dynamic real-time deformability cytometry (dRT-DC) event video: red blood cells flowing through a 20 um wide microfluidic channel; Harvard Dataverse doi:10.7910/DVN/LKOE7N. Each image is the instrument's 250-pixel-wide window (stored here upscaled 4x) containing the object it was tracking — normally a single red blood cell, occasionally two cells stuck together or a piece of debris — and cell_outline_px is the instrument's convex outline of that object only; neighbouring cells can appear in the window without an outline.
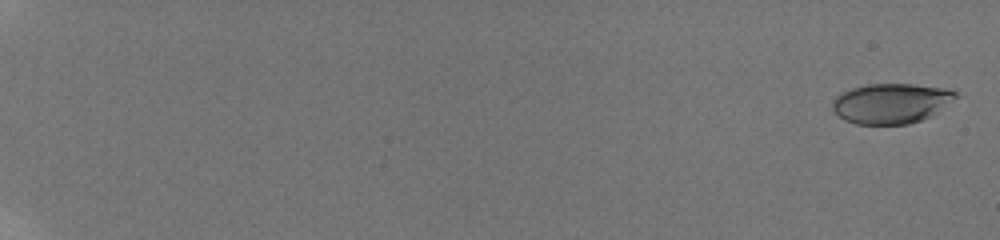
{"species": "human", "species_latin": "Homo sapiens", "temperature_condition": "room temperature", "stored_images_in_passage": 36, "camera_frame_rate_fps": 3000, "um_per_image_px": 0.085, "donor": {"sex": "male"}, "frame": {"image": 1, "passage_image": 3, "time_ms": 0.333, "image_size_px": [1000, 240], "cell_outline_px": [[956, 96], [928, 116], [920, 120], [908, 124], [856, 124], [844, 120], [832, 108], [832, 100], [840, 92], [852, 88], [868, 84], [912, 84], [944, 88], [956, 92]], "centroid_in_image_um": [75.65, 8.78], "position_along_channel_um": 9.4, "area_um2": 28.21}}
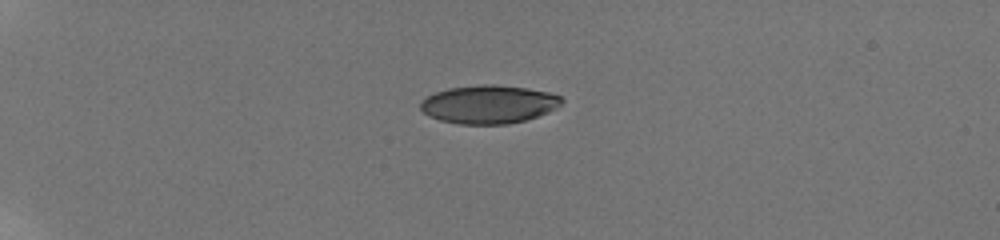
{"frame": {"image": 2, "passage_image": 22, "time_ms": 6.0, "image_size_px": [1000, 240], "cell_outline_px": [[564, 100], [556, 108], [548, 112], [524, 120], [508, 124], [460, 124], [440, 120], [424, 112], [420, 108], [420, 100], [436, 92], [448, 88], [484, 84], [496, 84], [528, 88], [548, 92], [560, 96]], "centroid_in_image_um": [41.55, 8.86], "position_along_channel_um": 43.5, "area_um2": 31.39}}
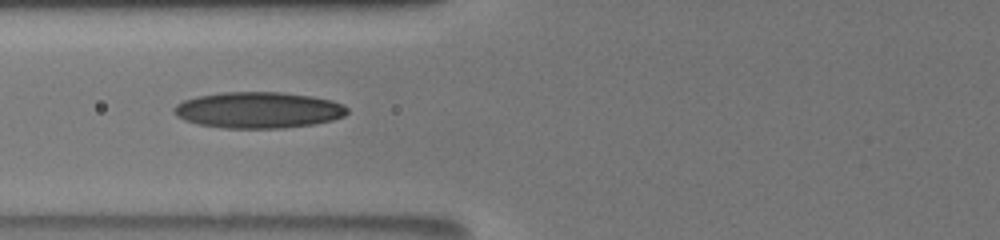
{"frame": {"image": 3, "passage_image": 29, "time_ms": 9.333, "image_size_px": [1000, 240], "cell_outline_px": [[348, 112], [344, 116], [332, 120], [312, 124], [284, 128], [224, 128], [196, 124], [184, 120], [176, 116], [172, 112], [172, 108], [176, 104], [184, 100], [196, 96], [220, 92], [284, 92], [312, 96], [332, 100], [344, 104], [348, 108]], "centroid_in_image_um": [21.93, 9.35], "position_along_channel_um": 103.9, "area_um2": 36.93}}